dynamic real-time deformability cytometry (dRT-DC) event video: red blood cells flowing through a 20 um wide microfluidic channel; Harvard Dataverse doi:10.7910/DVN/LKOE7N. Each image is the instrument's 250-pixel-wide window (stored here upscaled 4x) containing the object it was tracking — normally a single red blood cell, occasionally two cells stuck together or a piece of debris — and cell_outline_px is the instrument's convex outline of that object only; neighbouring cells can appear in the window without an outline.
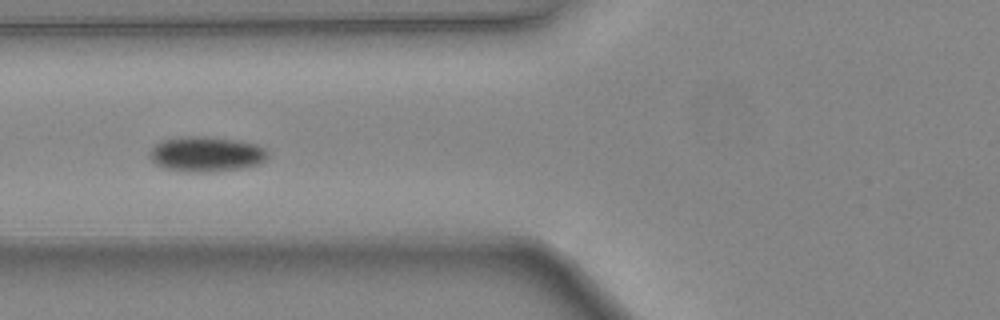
{"species": "common noctule bat (a hibernating species)", "species_latin": "Nyctalus noctula", "temperature_condition": "warm", "stored_images_in_passage": 12, "camera_frame_rate_fps": 3000, "um_per_image_px": 0.085, "animal": {"sex": "female", "body_mass_g": 24.6, "forearm_length_mm": 56.2}, "frame": {"image": 1, "passage_image": 6, "time_ms": 1.667, "image_size_px": [1000, 320], "cell_outline_px": [[268, 156], [260, 164], [244, 168], [212, 172], [180, 172], [164, 168], [156, 164], [148, 156], [148, 152], [160, 140], [188, 136], [204, 136], [236, 140], [260, 144], [268, 148]], "centroid_in_image_um": [17.55, 13.11], "position_along_channel_um": 108.2, "area_um2": 24.74}}
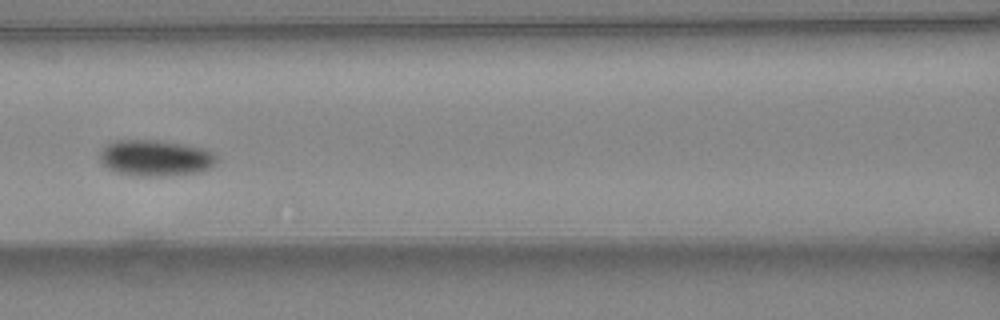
{"frame": {"image": 2, "passage_image": 9, "time_ms": 2.667, "image_size_px": [1000, 320], "cell_outline_px": [[216, 160], [208, 168], [200, 172], [160, 176], [132, 176], [116, 172], [108, 168], [100, 160], [100, 148], [116, 140], [156, 140], [184, 144], [200, 148], [216, 156]], "centroid_in_image_um": [13.13, 13.43], "position_along_channel_um": 153.5, "area_um2": 24.33}}